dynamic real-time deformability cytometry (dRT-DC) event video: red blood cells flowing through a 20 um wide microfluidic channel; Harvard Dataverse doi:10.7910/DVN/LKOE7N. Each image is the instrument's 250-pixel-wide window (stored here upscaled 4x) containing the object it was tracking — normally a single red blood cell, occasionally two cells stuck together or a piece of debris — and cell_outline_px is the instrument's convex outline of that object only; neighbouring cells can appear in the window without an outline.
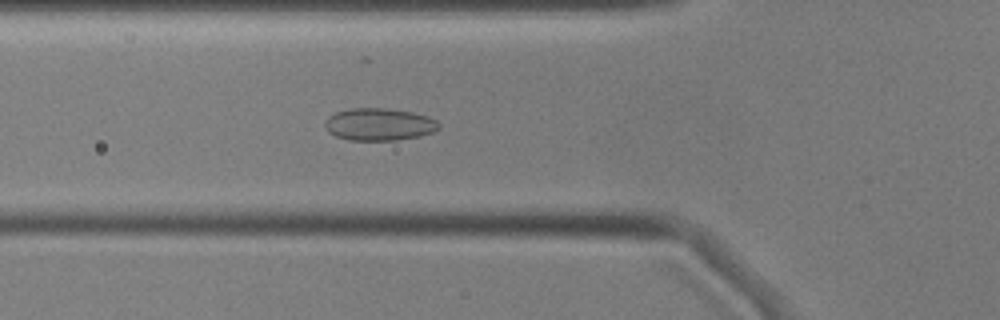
{"species": "common noctule bat (a hibernating species)", "species_latin": "Nyctalus noctula", "temperature_condition": "cold", "stored_images_in_passage": 54, "camera_frame_rate_fps": 3000, "um_per_image_px": 0.085, "animal": {"sex": "male", "body_mass_g": 17.9, "forearm_length_mm": 54.2}, "frame": {"image": 1, "passage_image": 19, "time_ms": 6.0, "image_size_px": [1000, 320], "cell_outline_px": [[440, 128], [432, 132], [420, 136], [396, 140], [348, 140], [336, 136], [328, 132], [324, 124], [328, 116], [336, 112], [348, 108], [388, 108], [412, 112], [428, 116], [436, 120], [440, 124]], "centroid_in_image_um": [32.22, 10.56], "position_along_channel_um": 93.6, "area_um2": 21.62}}
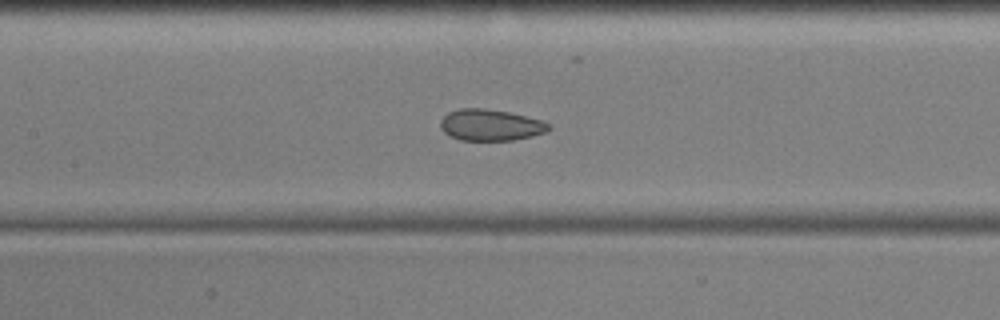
{"frame": {"image": 2, "passage_image": 25, "time_ms": 8.0, "image_size_px": [1000, 320], "cell_outline_px": [[552, 128], [548, 132], [532, 136], [512, 140], [460, 140], [444, 132], [440, 128], [440, 120], [448, 112], [460, 108], [484, 108], [508, 112], [540, 120], [548, 124]], "centroid_in_image_um": [41.68, 10.63], "position_along_channel_um": 165.7, "area_um2": 19.71}}
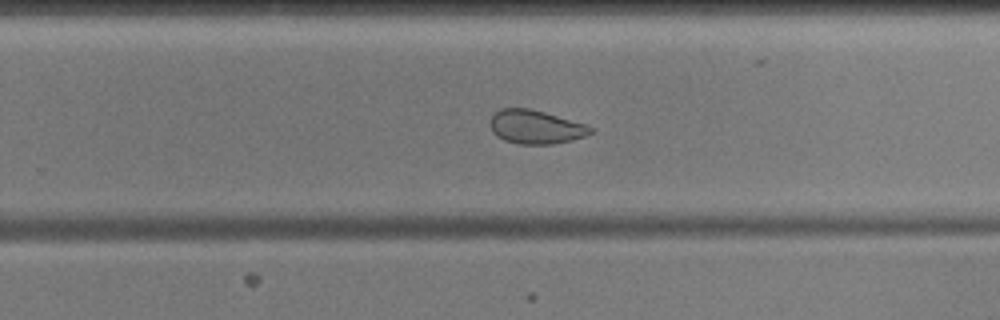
{"frame": {"image": 3, "passage_image": 35, "time_ms": 11.333, "image_size_px": [1000, 320], "cell_outline_px": [[592, 132], [584, 136], [572, 140], [552, 144], [520, 144], [504, 140], [496, 136], [492, 132], [488, 124], [488, 120], [500, 108], [528, 108], [544, 112], [588, 124], [592, 128]], "centroid_in_image_um": [45.49, 10.79], "position_along_channel_um": 284.3, "area_um2": 19.88}, "authors_computed_cell_mechanics": {"area_um2": 22.5131, "velocity_mm_per_s": 3.5689, "shape_relaxation_time_tau1_ms": null, "shape_relaxation_time_tau2_ms": 1.3631, "deformation_change_tau1": null, "deformation_change_tau2": 0.0577}}